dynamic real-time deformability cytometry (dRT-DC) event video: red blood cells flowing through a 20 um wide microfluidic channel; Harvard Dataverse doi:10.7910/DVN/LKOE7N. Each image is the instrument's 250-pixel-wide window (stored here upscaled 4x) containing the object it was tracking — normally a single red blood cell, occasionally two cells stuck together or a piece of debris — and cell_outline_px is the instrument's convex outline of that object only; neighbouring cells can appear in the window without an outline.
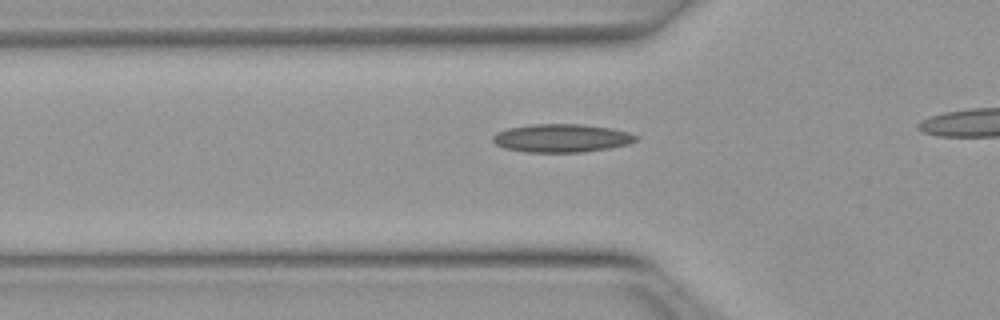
{"species": "Egyptian fruit bat (a non-hibernating species)", "species_latin": "Rousettus aegyptiacus", "temperature_condition": "warm", "stored_images_in_passage": 22, "camera_frame_rate_fps": 3000, "um_per_image_px": 0.085, "animal": {"sex": "female"}, "frame": {"image": 1, "passage_image": 2, "time_ms": 0.333, "image_size_px": [1000, 320], "cell_outline_px": [[640, 136], [636, 140], [628, 144], [608, 148], [580, 152], [524, 152], [504, 148], [496, 144], [492, 140], [492, 136], [496, 132], [508, 128], [532, 124], [584, 124], [612, 128], [628, 132]], "centroid_in_image_um": [47.72, 11.73], "position_along_channel_um": 78.1, "area_um2": 23.64}}
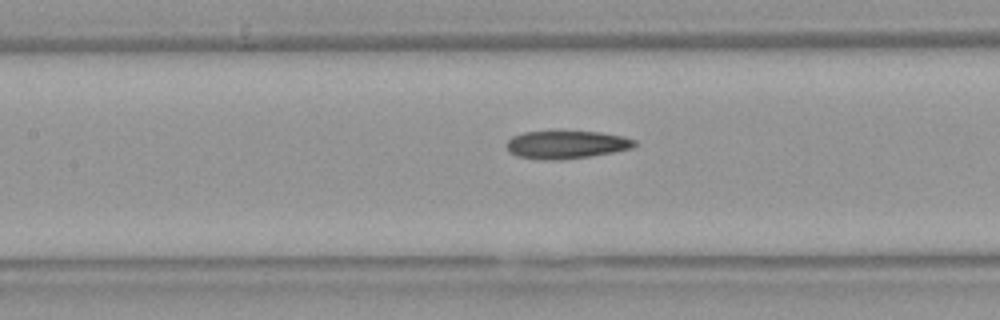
{"frame": {"image": 2, "passage_image": 8, "time_ms": 2.333, "image_size_px": [1000, 320], "cell_outline_px": [[636, 144], [632, 148], [592, 156], [560, 160], [540, 160], [516, 156], [508, 152], [508, 140], [512, 136], [524, 132], [600, 132], [624, 136], [636, 140]], "centroid_in_image_um": [48.14, 12.31], "position_along_channel_um": 159.3, "area_um2": 20.81}}
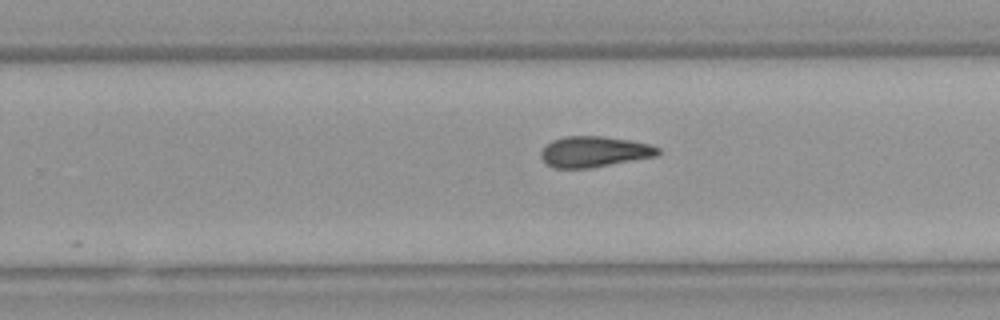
{"frame": {"image": 3, "passage_image": 17, "time_ms": 5.333, "image_size_px": [1000, 320], "cell_outline_px": [[660, 156], [592, 168], [556, 168], [548, 164], [540, 156], [540, 152], [552, 140], [564, 136], [604, 136], [632, 140], [652, 144], [660, 148]], "centroid_in_image_um": [50.59, 12.89], "position_along_channel_um": 279.2, "area_um2": 21.33}}